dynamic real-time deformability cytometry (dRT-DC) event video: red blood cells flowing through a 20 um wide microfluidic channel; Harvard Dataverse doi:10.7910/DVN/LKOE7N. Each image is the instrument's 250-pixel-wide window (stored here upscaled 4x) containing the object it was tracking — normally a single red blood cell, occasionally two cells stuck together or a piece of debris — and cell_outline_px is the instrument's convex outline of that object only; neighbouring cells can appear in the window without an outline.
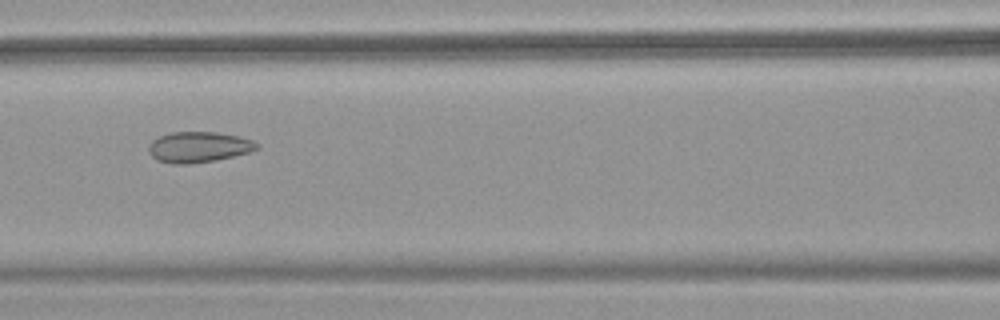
{"species": "common noctule bat (a hibernating species)", "species_latin": "Nyctalus noctula", "temperature_condition": "warm", "stored_images_in_passage": 50, "camera_frame_rate_fps": 3000, "um_per_image_px": 0.085, "animal": {"sex": "female", "body_mass_g": 18.4}, "frame": {"image": 1, "passage_image": 22, "time_ms": 7.0, "image_size_px": [1000, 320], "cell_outline_px": [[260, 148], [248, 152], [216, 160], [188, 164], [172, 164], [156, 160], [148, 152], [148, 144], [152, 140], [160, 136], [172, 132], [216, 132], [240, 136], [252, 140], [260, 144]], "centroid_in_image_um": [16.87, 12.5], "position_along_channel_um": 149.7, "area_um2": 19.48}}
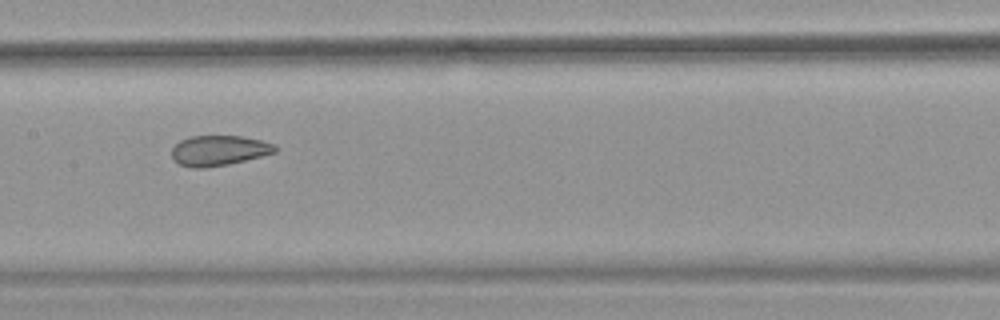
{"frame": {"image": 2, "passage_image": 25, "time_ms": 8.0, "image_size_px": [1000, 320], "cell_outline_px": [[276, 152], [228, 164], [204, 168], [192, 168], [180, 164], [172, 160], [172, 148], [180, 140], [188, 136], [240, 136], [260, 140], [276, 144]], "centroid_in_image_um": [18.57, 12.79], "position_along_channel_um": 188.8, "area_um2": 18.15}}
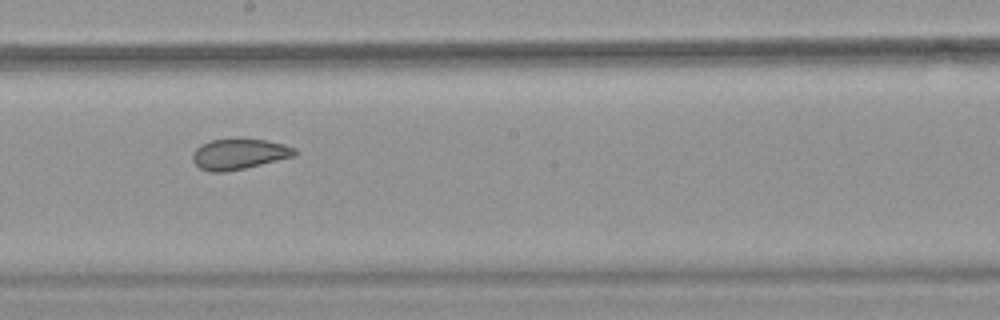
{"frame": {"image": 3, "passage_image": 28, "time_ms": 9.0, "image_size_px": [1000, 320], "cell_outline_px": [[296, 156], [244, 168], [224, 172], [208, 172], [200, 168], [192, 160], [192, 156], [196, 148], [200, 144], [212, 140], [236, 136], [240, 136], [268, 140], [284, 144], [296, 148]], "centroid_in_image_um": [20.32, 13.05], "position_along_channel_um": 227.9, "area_um2": 18.84}, "authors_computed_cell_mechanics": {"area_um2": 22.3397, "velocity_mm_per_s": 3.936, "shape_relaxation_time_tau1_ms": null, "shape_relaxation_time_tau2_ms": 1.3887, "deformation_change_tau1": null, "deformation_change_tau2": 0.0649}}